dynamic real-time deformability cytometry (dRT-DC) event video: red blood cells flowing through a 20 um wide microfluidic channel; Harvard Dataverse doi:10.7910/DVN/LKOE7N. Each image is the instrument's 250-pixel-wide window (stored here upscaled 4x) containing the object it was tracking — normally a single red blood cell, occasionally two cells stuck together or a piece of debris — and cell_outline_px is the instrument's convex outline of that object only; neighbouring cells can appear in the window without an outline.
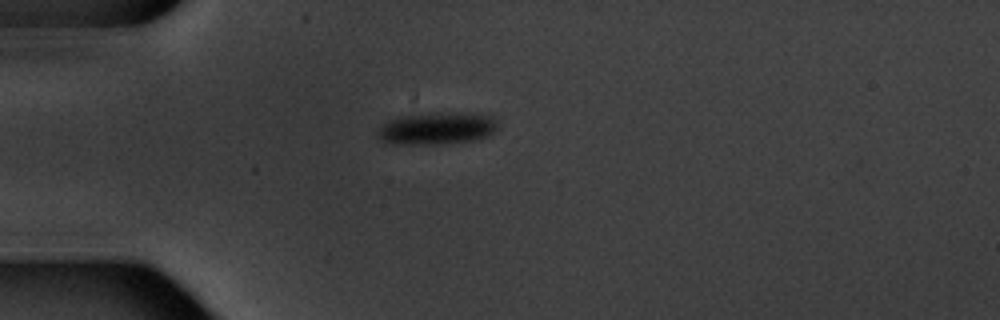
{"species": "common noctule bat (a hibernating species)", "species_latin": "Nyctalus noctula", "temperature_condition": "warm", "stored_images_in_passage": 12, "camera_frame_rate_fps": 3000, "um_per_image_px": 0.085, "animal": {"sex": "male", "body_mass_g": 20.1, "forearm_length_mm": 53.5}, "frame": {"image": 1, "passage_image": 1, "time_ms": 0.0, "image_size_px": [1000, 320], "cell_outline_px": [[500, 124], [488, 136], [472, 140], [436, 144], [388, 144], [380, 140], [376, 136], [376, 132], [388, 120], [404, 116], [440, 112], [488, 112]], "centroid_in_image_um": [37.18, 10.89], "position_along_channel_um": 47.8, "area_um2": 23.0}}
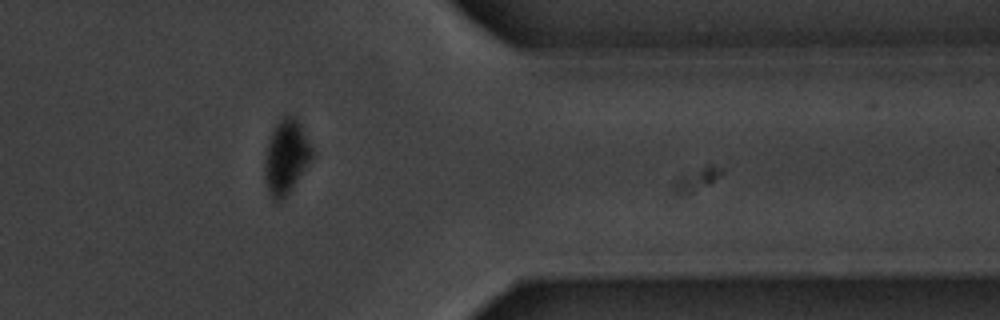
{"frame": {"image": 2, "passage_image": 10, "time_ms": 10.667, "image_size_px": [1000, 320], "cell_outline_px": [[316, 156], [284, 200], [272, 200], [268, 196], [264, 180], [264, 164], [268, 140], [276, 124], [284, 116], [292, 116], [300, 124]], "centroid_in_image_um": [24.32, 13.42], "position_along_channel_um": 387.1, "area_um2": 20.87}}
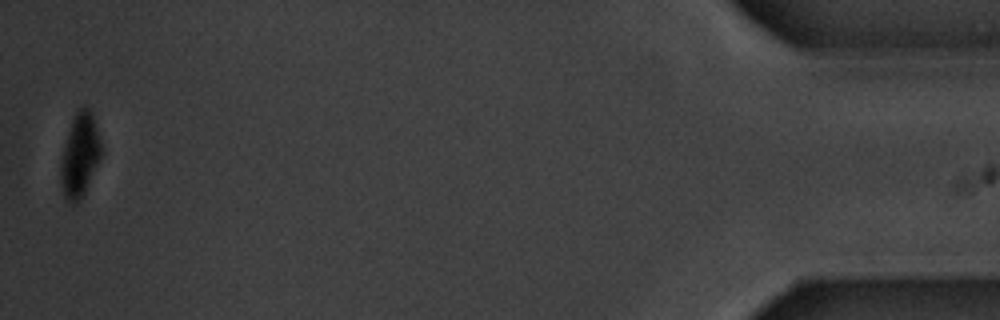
{"frame": {"image": 3, "passage_image": 12, "time_ms": 14.0, "image_size_px": [1000, 320], "cell_outline_px": [[104, 152], [84, 192], [76, 204], [68, 204], [64, 200], [60, 184], [60, 164], [64, 144], [72, 120], [76, 112], [84, 104], [92, 112]], "centroid_in_image_um": [6.78, 13.22], "position_along_channel_um": 428.4, "area_um2": 20.11}, "authors_computed_cell_mechanics": {"area_um2": 23.9003, "velocity_mm_per_s": 3.4601, "shape_relaxation_time_tau1_ms": 1.8003, "shape_relaxation_time_tau2_ms": null, "deformation_change_tau1": 0.1373, "deformation_change_tau2": null}}